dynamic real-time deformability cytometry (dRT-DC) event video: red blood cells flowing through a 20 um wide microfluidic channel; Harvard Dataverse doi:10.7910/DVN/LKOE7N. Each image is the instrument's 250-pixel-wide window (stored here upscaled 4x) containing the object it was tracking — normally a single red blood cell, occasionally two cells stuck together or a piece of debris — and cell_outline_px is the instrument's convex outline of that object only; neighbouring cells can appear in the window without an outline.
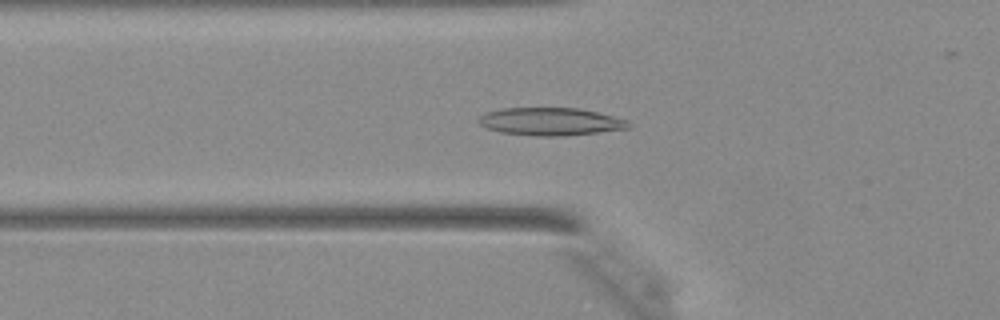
{"species": "Egyptian fruit bat (a non-hibernating species)", "species_latin": "Rousettus aegyptiacus", "temperature_condition": "warm", "stored_images_in_passage": 31, "camera_frame_rate_fps": 3000, "um_per_image_px": 0.085, "animal": {"sex": "female"}, "frame": {"image": 1, "passage_image": 3, "time_ms": 0.667, "image_size_px": [1000, 320], "cell_outline_px": [[632, 128], [560, 136], [536, 136], [500, 132], [488, 128], [480, 124], [476, 120], [480, 116], [488, 112], [500, 108], [580, 108], [628, 120], [632, 124]], "centroid_in_image_um": [46.8, 10.33], "position_along_channel_um": 79.0, "area_um2": 24.16}}
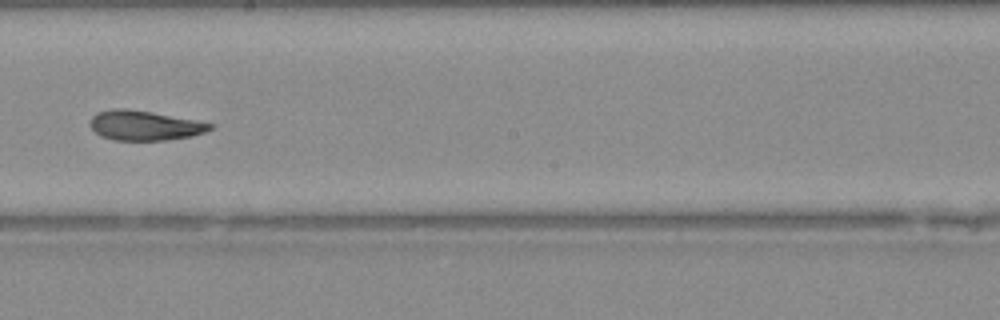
{"frame": {"image": 2, "passage_image": 13, "time_ms": 4.0, "image_size_px": [1000, 320], "cell_outline_px": [[216, 124], [212, 128], [204, 132], [192, 136], [168, 140], [112, 140], [100, 136], [88, 124], [92, 116], [96, 112], [112, 108], [124, 108], [152, 112]], "centroid_in_image_um": [12.25, 10.66], "position_along_channel_um": 235.9, "area_um2": 20.92}}
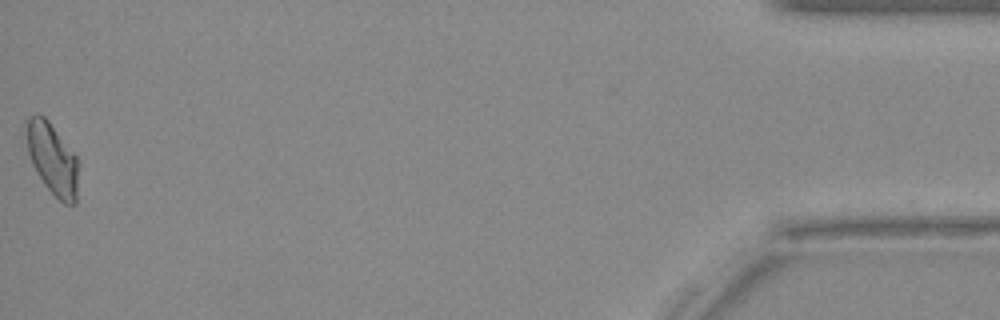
{"frame": {"image": 3, "passage_image": 31, "time_ms": 10.0, "image_size_px": [1000, 320], "cell_outline_px": [[76, 204], [64, 204], [44, 184], [36, 172], [32, 164], [28, 152], [28, 116], [36, 112], [44, 116], [48, 120], [76, 156]], "centroid_in_image_um": [4.44, 13.49], "position_along_channel_um": 430.8, "area_um2": 20.92}}